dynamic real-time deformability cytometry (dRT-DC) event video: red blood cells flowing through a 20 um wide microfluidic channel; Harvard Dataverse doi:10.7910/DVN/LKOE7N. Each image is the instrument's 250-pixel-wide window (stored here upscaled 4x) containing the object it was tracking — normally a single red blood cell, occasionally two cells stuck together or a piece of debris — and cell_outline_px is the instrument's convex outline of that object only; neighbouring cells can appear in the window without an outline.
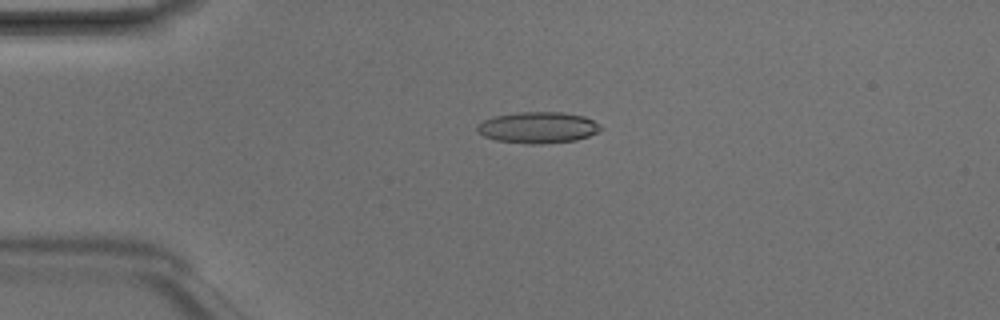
{"species": "Egyptian fruit bat (a non-hibernating species)", "species_latin": "Rousettus aegyptiacus", "temperature_condition": "room temperature", "stored_images_in_passage": 4, "camera_frame_rate_fps": 3000, "um_per_image_px": 0.085, "animal": {"sex": "male"}, "frame": {"image": 1, "passage_image": 3, "time_ms": 0.667, "image_size_px": [1000, 320], "cell_outline_px": [[604, 128], [588, 136], [576, 140], [540, 144], [528, 144], [496, 140], [484, 136], [476, 132], [476, 124], [484, 120], [496, 116], [520, 112], [564, 112], [584, 116], [600, 124]], "centroid_in_image_um": [45.72, 10.84], "position_along_channel_um": 39.3, "area_um2": 22.54}}